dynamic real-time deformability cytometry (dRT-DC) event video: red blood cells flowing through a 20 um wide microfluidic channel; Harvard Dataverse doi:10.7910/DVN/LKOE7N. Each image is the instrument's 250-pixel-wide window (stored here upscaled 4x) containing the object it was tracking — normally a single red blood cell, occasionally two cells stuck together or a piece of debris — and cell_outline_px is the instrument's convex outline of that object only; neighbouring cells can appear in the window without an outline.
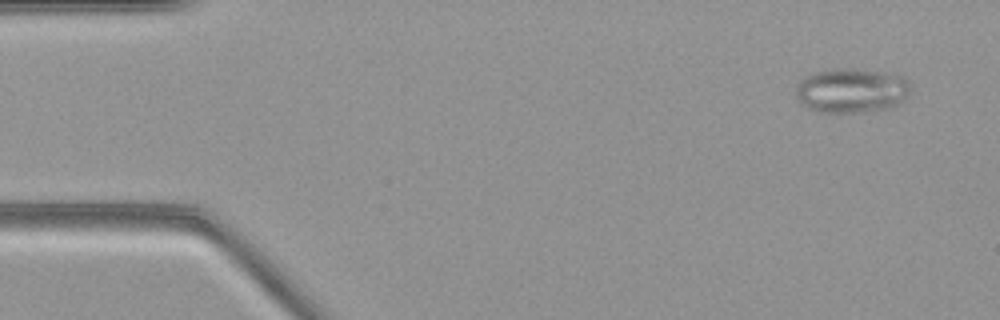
{"species": "common noctule bat (a hibernating species)", "species_latin": "Nyctalus noctula", "temperature_condition": "warm", "stored_images_in_passage": 50, "segment_of_instrument_passage": [1, 2], "camera_frame_rate_fps": 3000, "um_per_image_px": 0.085, "animal": {"sex": "female", "body_mass_g": 21.9}, "frame": {"image": 1, "passage_image": 2, "time_ms": 0.333, "image_size_px": [1000, 320], "cell_outline_px": [[908, 92], [904, 100], [900, 104], [892, 108], [864, 112], [816, 112], [800, 104], [796, 96], [796, 84], [804, 76], [816, 72], [840, 68], [852, 68], [880, 72], [904, 76], [908, 80]], "centroid_in_image_um": [72.35, 7.71], "position_along_channel_um": 12.7, "area_um2": 30.0}}